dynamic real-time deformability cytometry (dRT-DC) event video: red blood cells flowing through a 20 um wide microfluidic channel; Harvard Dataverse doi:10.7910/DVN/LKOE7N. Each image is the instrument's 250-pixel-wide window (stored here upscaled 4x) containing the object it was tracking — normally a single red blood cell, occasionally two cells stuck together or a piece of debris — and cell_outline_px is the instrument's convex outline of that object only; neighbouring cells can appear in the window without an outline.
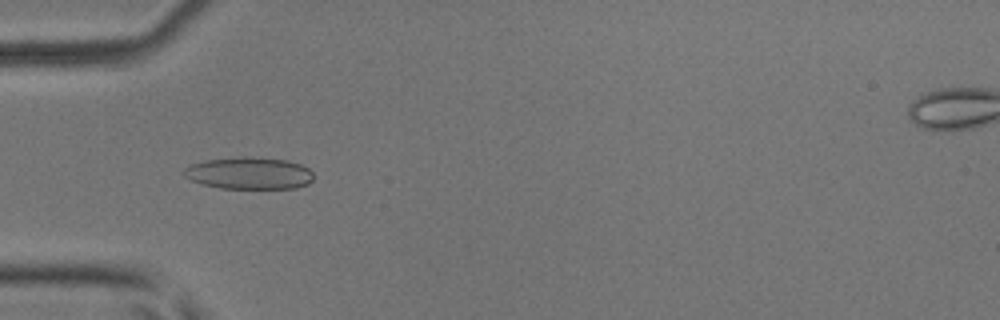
{"species": "common noctule bat (a hibernating species)", "species_latin": "Nyctalus noctula", "temperature_condition": "room temperature", "stored_images_in_passage": 8, "camera_frame_rate_fps": 3000, "um_per_image_px": 0.085, "animal": {"sex": "male", "body_mass_g": 17.9, "forearm_length_mm": 54.2}, "frame": {"image": 1, "passage_image": 5, "time_ms": 1.333, "image_size_px": [1000, 320], "cell_outline_px": [[312, 180], [308, 184], [296, 188], [220, 188], [204, 184], [192, 180], [184, 176], [184, 168], [192, 164], [204, 160], [244, 156], [248, 156], [288, 160], [300, 164], [308, 168], [312, 172]], "centroid_in_image_um": [21.19, 14.71], "position_along_channel_um": 63.8, "area_um2": 24.16}}
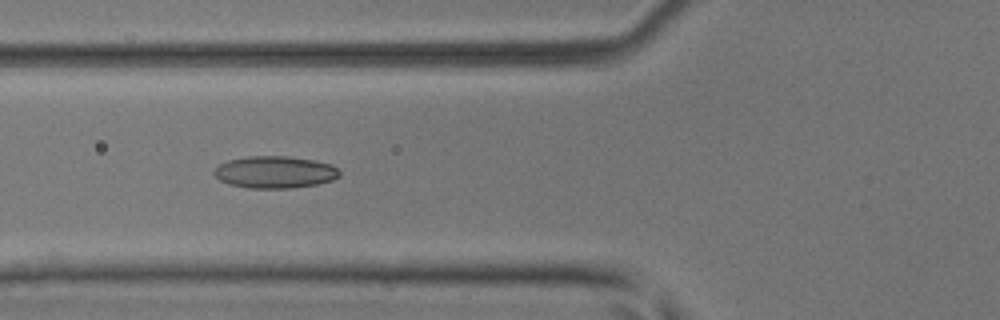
{"frame": {"image": 2, "passage_image": 6, "time_ms": 1.667, "image_size_px": [1000, 320], "cell_outline_px": [[340, 176], [332, 180], [316, 184], [292, 188], [248, 188], [228, 184], [220, 180], [212, 172], [220, 164], [228, 160], [248, 156], [288, 156], [312, 160], [332, 164], [340, 172]], "centroid_in_image_um": [23.36, 14.63], "position_along_channel_um": 102.4, "area_um2": 23.41}}
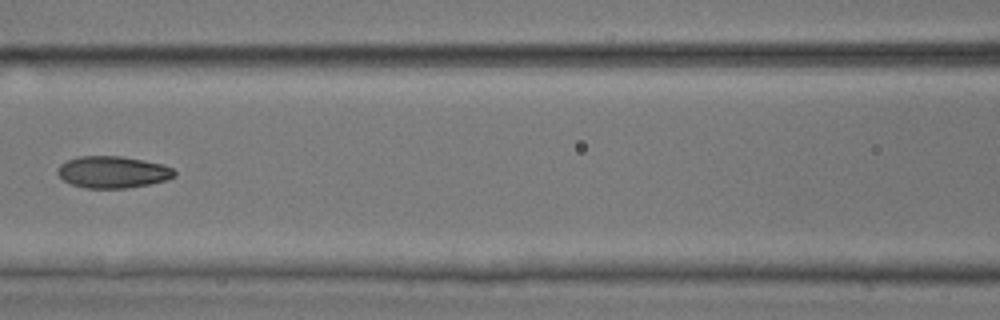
{"frame": {"image": 3, "passage_image": 7, "time_ms": 2.0, "image_size_px": [1000, 320], "cell_outline_px": [[176, 176], [164, 180], [148, 184], [124, 188], [84, 188], [72, 184], [64, 180], [56, 172], [60, 164], [68, 160], [80, 156], [120, 156], [164, 164], [172, 168], [176, 172]], "centroid_in_image_um": [9.58, 14.62], "position_along_channel_um": 157.0, "area_um2": 21.5}}